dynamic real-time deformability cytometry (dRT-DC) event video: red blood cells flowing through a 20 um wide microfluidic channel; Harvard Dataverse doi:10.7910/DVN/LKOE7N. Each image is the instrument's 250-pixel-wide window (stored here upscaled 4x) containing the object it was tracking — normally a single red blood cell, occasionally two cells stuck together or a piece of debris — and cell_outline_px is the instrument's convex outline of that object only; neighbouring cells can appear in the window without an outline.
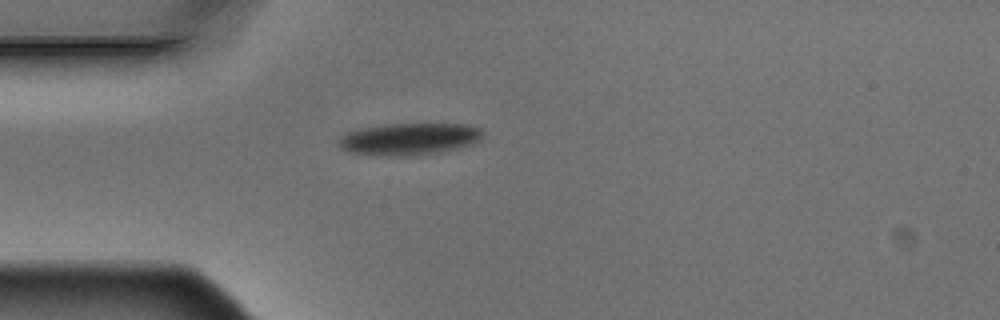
{"species": "Egyptian fruit bat (a non-hibernating species)", "species_latin": "Rousettus aegyptiacus", "temperature_condition": "warm", "stored_images_in_passage": 1, "camera_frame_rate_fps": 3000, "um_per_image_px": 0.085, "animal": {"sex": "male"}, "frame": {"image": 1, "passage_image": 1, "time_ms": 0.0, "image_size_px": [1000, 320], "cell_outline_px": [[484, 132], [480, 140], [472, 144], [460, 148], [440, 152], [408, 156], [376, 156], [348, 152], [340, 148], [336, 144], [340, 136], [356, 128], [384, 124], [468, 124], [480, 128]], "centroid_in_image_um": [34.73, 11.82], "position_along_channel_um": 50.3, "area_um2": 27.46}}